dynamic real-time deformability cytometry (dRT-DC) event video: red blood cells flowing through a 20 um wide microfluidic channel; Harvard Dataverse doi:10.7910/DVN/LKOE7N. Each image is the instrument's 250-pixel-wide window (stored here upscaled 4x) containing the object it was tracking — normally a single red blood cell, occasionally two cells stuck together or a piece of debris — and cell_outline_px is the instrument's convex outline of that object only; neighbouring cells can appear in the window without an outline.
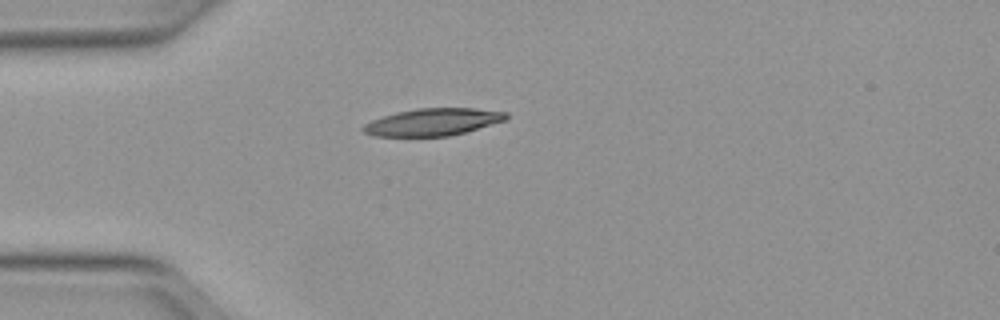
{"species": "Egyptian fruit bat (a non-hibernating species)", "species_latin": "Rousettus aegyptiacus", "temperature_condition": "warm", "stored_images_in_passage": 38, "camera_frame_rate_fps": 3000, "um_per_image_px": 0.085, "animal": {"sex": "female"}, "frame": {"image": 1, "passage_image": 1, "time_ms": 0.0, "image_size_px": [1000, 320], "cell_outline_px": [[508, 116], [504, 120], [464, 132], [448, 136], [372, 136], [364, 132], [360, 128], [364, 124], [372, 120], [396, 112], [416, 108], [472, 108], [508, 112]], "centroid_in_image_um": [36.74, 10.37], "position_along_channel_um": 48.3, "area_um2": 22.48}}
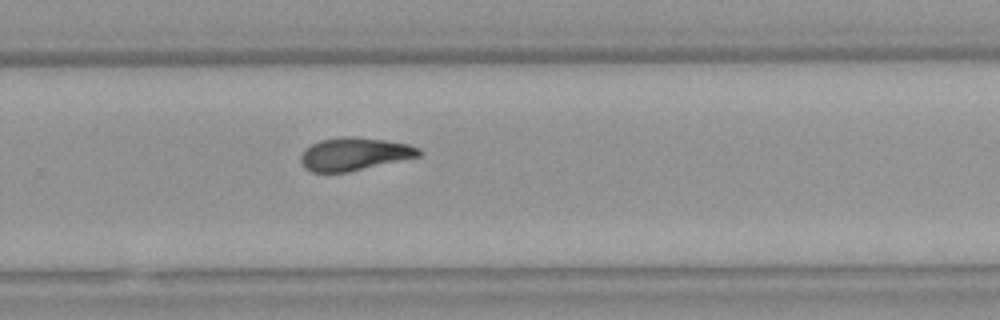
{"frame": {"image": 2, "passage_image": 21, "time_ms": 6.667, "image_size_px": [1000, 320], "cell_outline_px": [[424, 152], [420, 156], [348, 172], [312, 172], [304, 168], [300, 160], [300, 156], [304, 148], [320, 140], [344, 136], [352, 136], [384, 140], [408, 144], [420, 148]], "centroid_in_image_um": [30.11, 13.09], "position_along_channel_um": 299.7, "area_um2": 22.72}}
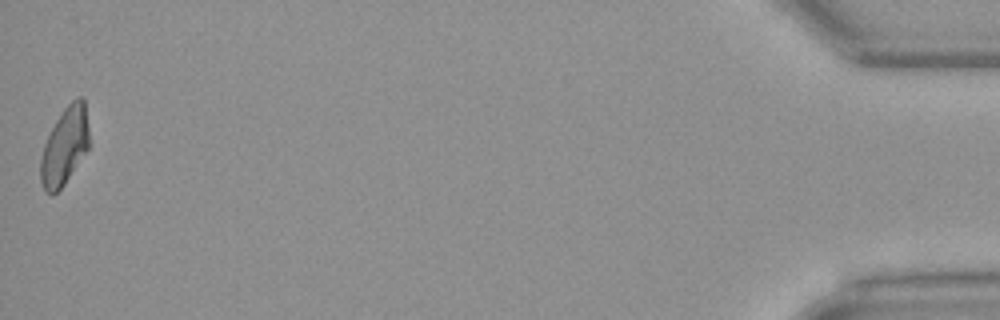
{"frame": {"image": 3, "passage_image": 38, "time_ms": 12.333, "image_size_px": [1000, 320], "cell_outline_px": [[88, 148], [64, 184], [52, 196], [44, 188], [40, 180], [40, 160], [44, 144], [56, 120], [64, 108], [76, 96], [84, 96], [88, 128]], "centroid_in_image_um": [5.49, 12.39], "position_along_channel_um": 429.7, "area_um2": 21.62}, "authors_computed_cell_mechanics": {"area_um2": 22.6865, "velocity_mm_per_s": 4.0011, "shape_relaxation_time_tau1_ms": 10.8499, "shape_relaxation_time_tau2_ms": 8.2787, "deformation_change_tau1": 0.2782, "deformation_change_tau2": 0.1944}}